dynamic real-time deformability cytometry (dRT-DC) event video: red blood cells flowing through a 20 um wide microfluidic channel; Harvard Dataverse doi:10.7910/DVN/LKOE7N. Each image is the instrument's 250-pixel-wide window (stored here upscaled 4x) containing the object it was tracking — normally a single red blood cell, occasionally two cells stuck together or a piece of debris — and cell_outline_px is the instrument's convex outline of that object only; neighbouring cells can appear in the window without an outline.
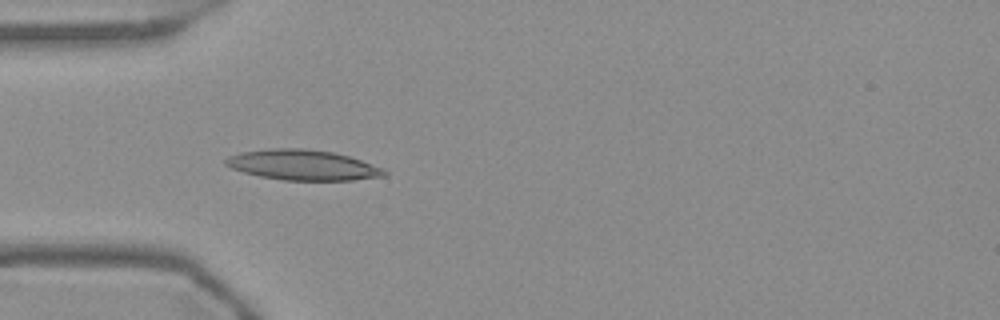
{"species": "Egyptian fruit bat (a non-hibernating species)", "species_latin": "Rousettus aegyptiacus", "temperature_condition": "warm", "stored_images_in_passage": 53, "camera_frame_rate_fps": 3000, "um_per_image_px": 0.085, "frame": {"image": 1, "passage_image": 15, "time_ms": 4.667, "image_size_px": [1000, 320], "cell_outline_px": [[388, 176], [352, 180], [284, 180], [260, 176], [244, 172], [232, 168], [224, 164], [224, 160], [228, 156], [240, 152], [268, 148], [304, 148], [332, 152], [348, 156], [384, 168], [388, 172]], "centroid_in_image_um": [25.74, 14.02], "position_along_channel_um": 59.3, "area_um2": 28.09}}
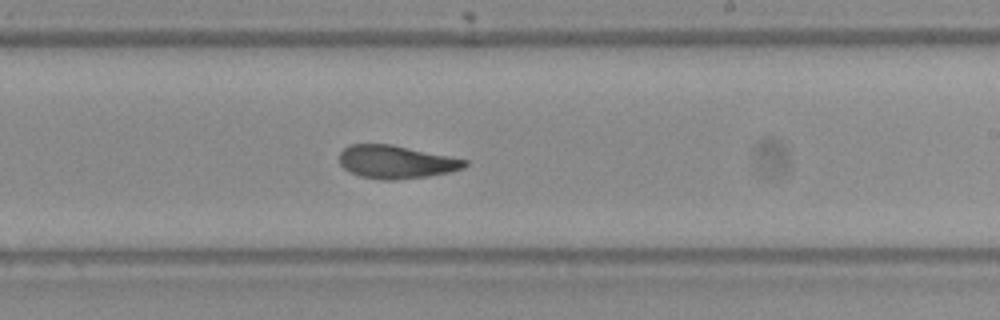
{"frame": {"image": 2, "passage_image": 31, "time_ms": 10.0, "image_size_px": [1000, 320], "cell_outline_px": [[468, 164], [464, 168], [448, 172], [428, 176], [392, 180], [384, 180], [360, 176], [348, 172], [340, 164], [340, 152], [344, 148], [352, 144], [392, 144], [468, 160]], "centroid_in_image_um": [33.66, 13.76], "position_along_channel_um": 255.3, "area_um2": 24.1}}
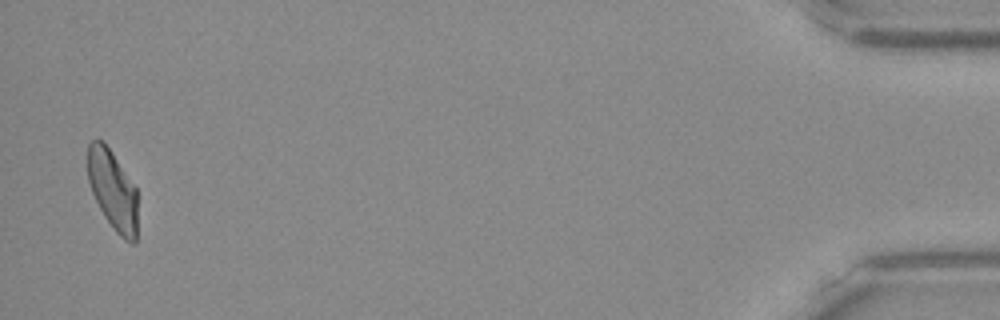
{"frame": {"image": 3, "passage_image": 52, "time_ms": 17.0, "image_size_px": [1000, 320], "cell_outline_px": [[136, 244], [132, 244], [124, 240], [116, 232], [104, 216], [92, 192], [88, 180], [88, 144], [92, 140], [104, 140], [136, 188]], "centroid_in_image_um": [9.57, 16.16], "position_along_channel_um": 425.6, "area_um2": 23.0}, "authors_computed_cell_mechanics": {"area_um2": 24.7962, "velocity_mm_per_s": 3.712, "shape_relaxation_time_tau1_ms": null, "shape_relaxation_time_tau2_ms": 2.3311, "deformation_change_tau1": null, "deformation_change_tau2": 0.0895}}